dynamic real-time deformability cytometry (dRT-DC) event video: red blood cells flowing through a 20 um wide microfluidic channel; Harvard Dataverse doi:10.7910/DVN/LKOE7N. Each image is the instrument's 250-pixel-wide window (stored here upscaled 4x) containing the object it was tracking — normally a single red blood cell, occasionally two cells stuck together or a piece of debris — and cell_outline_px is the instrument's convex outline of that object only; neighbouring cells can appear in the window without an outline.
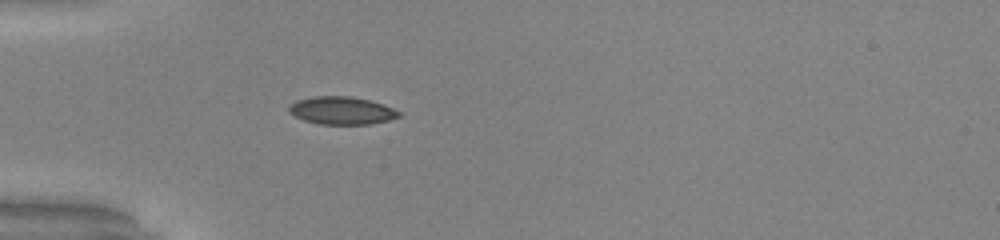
{"species": "common noctule bat (a hibernating species)", "species_latin": "Nyctalus noctula", "temperature_condition": "warm", "stored_images_in_passage": 37, "camera_frame_rate_fps": 3000, "um_per_image_px": 0.085, "animal": {"sex": "male", "body_mass_g": 20.0, "forearm_length_mm": 53.3}, "frame": {"image": 1, "passage_image": 1, "time_ms": 0.0, "image_size_px": [1000, 240], "cell_outline_px": [[400, 116], [388, 120], [368, 124], [320, 124], [304, 120], [288, 112], [288, 108], [296, 100], [312, 96], [352, 96], [368, 100], [392, 108], [400, 112]], "centroid_in_image_um": [29.01, 9.39], "position_along_channel_um": 56.0, "area_um2": 17.57}}
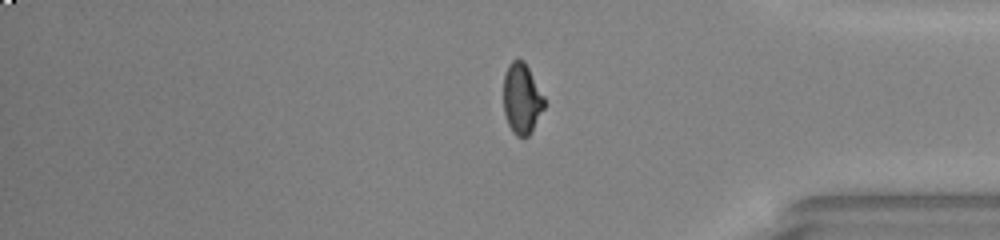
{"frame": {"image": 2, "passage_image": 28, "time_ms": 9.0, "image_size_px": [1000, 240], "cell_outline_px": [[544, 108], [528, 136], [516, 136], [512, 132], [508, 124], [504, 112], [504, 76], [508, 64], [512, 60], [524, 60], [544, 96]], "centroid_in_image_um": [44.34, 8.37], "position_along_channel_um": 390.9, "area_um2": 16.59}}
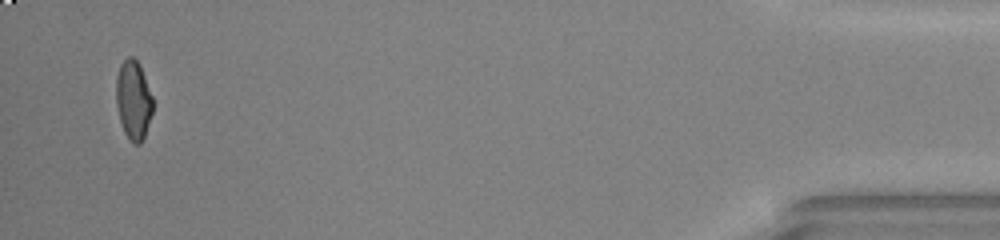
{"frame": {"image": 3, "passage_image": 35, "time_ms": 11.333, "image_size_px": [1000, 240], "cell_outline_px": [[152, 112], [144, 136], [140, 144], [136, 144], [124, 132], [120, 120], [116, 104], [116, 76], [120, 64], [128, 56], [132, 56], [140, 64], [152, 96]], "centroid_in_image_um": [11.32, 8.45], "position_along_channel_um": 423.9, "area_um2": 16.7}, "authors_computed_cell_mechanics": {"area_um2": 16.9932, "velocity_mm_per_s": 4.0112, "shape_relaxation_time_tau1_ms": 6.6064, "shape_relaxation_time_tau2_ms": null, "deformation_change_tau1": 0.2018, "deformation_change_tau2": null}}